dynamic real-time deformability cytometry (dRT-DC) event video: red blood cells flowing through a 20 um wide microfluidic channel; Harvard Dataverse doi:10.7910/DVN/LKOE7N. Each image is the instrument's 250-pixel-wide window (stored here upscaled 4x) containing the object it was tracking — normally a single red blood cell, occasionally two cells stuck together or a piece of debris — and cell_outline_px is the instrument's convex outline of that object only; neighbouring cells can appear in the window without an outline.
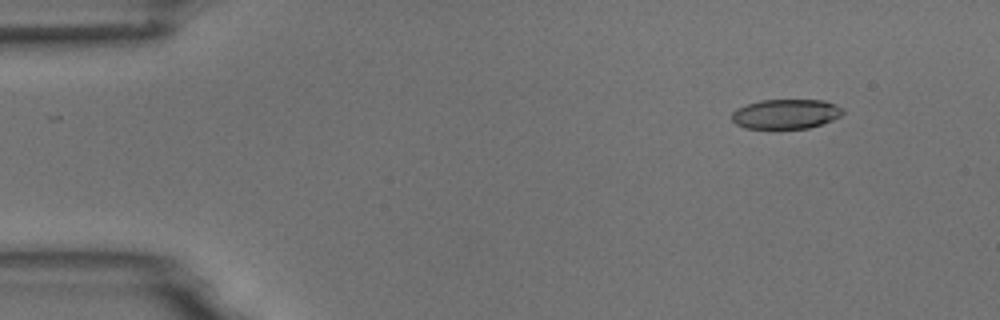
{"species": "common noctule bat (a hibernating species)", "species_latin": "Nyctalus noctula", "temperature_condition": "room temperature", "stored_images_in_passage": 51, "camera_frame_rate_fps": 3000, "um_per_image_px": 0.085, "animal": {"sex": "male", "body_mass_g": 18.8}, "frame": {"image": 1, "passage_image": 2, "time_ms": 0.333, "image_size_px": [1000, 320], "cell_outline_px": [[844, 112], [840, 116], [832, 120], [808, 128], [772, 132], [744, 128], [736, 124], [732, 120], [732, 112], [736, 108], [760, 100], [824, 100], [836, 104], [844, 108]], "centroid_in_image_um": [66.76, 9.74], "position_along_channel_um": 18.2, "area_um2": 20.11}}
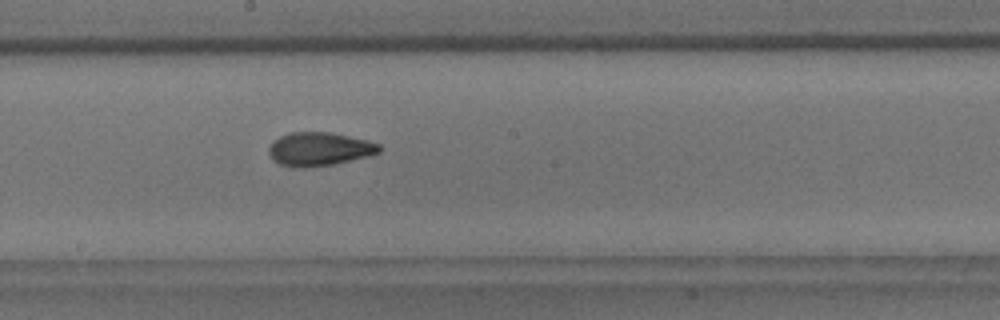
{"frame": {"image": 2, "passage_image": 26, "time_ms": 8.333, "image_size_px": [1000, 320], "cell_outline_px": [[380, 152], [368, 156], [332, 164], [304, 168], [292, 168], [280, 164], [272, 160], [268, 152], [268, 148], [272, 140], [280, 136], [292, 132], [328, 132], [368, 140], [380, 144]], "centroid_in_image_um": [27.09, 12.67], "position_along_channel_um": 221.1, "area_um2": 21.68}}
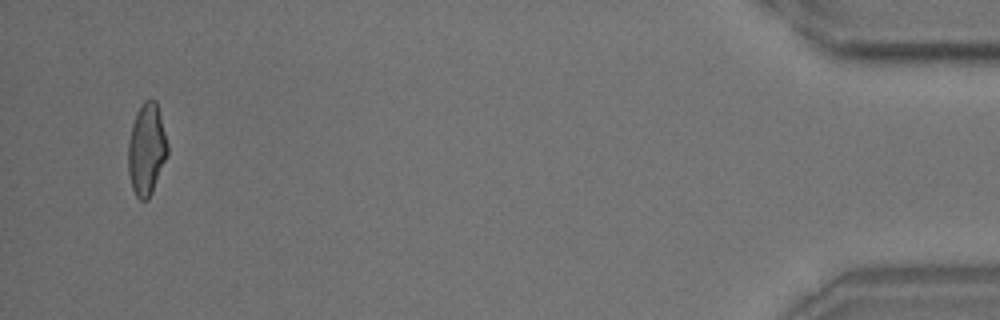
{"frame": {"image": 3, "passage_image": 49, "time_ms": 16.0, "image_size_px": [1000, 320], "cell_outline_px": [[168, 156], [152, 192], [148, 200], [140, 200], [136, 196], [132, 188], [128, 172], [128, 140], [132, 124], [136, 112], [140, 104], [144, 100], [156, 100], [168, 144]], "centroid_in_image_um": [12.46, 12.7], "position_along_channel_um": 422.7, "area_um2": 21.27}, "authors_computed_cell_mechanics": {"area_um2": 21.1548, "velocity_mm_per_s": 3.6849, "shape_relaxation_time_tau1_ms": 6.1665, "shape_relaxation_time_tau2_ms": 1.6598, "deformation_change_tau1": 0.1749, "deformation_change_tau2": 0.0759}}